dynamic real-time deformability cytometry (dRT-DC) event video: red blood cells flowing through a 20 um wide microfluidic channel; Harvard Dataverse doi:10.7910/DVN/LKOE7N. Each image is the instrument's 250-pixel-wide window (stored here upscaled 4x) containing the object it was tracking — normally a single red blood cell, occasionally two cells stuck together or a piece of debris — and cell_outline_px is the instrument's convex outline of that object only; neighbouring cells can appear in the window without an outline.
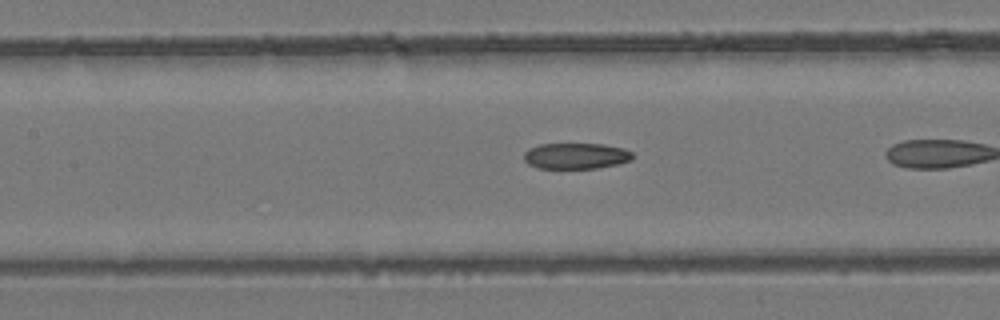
{"species": "common noctule bat (a hibernating species)", "species_latin": "Nyctalus noctula", "temperature_condition": "room temperature", "stored_images_in_passage": 10, "camera_frame_rate_fps": 3000, "um_per_image_px": 0.085, "animal": {"sex": "female", "body_mass_g": 24.6, "forearm_length_mm": 56.2}, "frame": {"image": 1, "passage_image": 7, "time_ms": 2.0, "image_size_px": [1000, 320], "cell_outline_px": [[632, 160], [616, 164], [596, 168], [540, 168], [528, 164], [524, 160], [524, 152], [528, 148], [540, 144], [604, 144], [624, 148], [632, 152]], "centroid_in_image_um": [48.94, 13.24], "position_along_channel_um": 158.5, "area_um2": 16.42}}